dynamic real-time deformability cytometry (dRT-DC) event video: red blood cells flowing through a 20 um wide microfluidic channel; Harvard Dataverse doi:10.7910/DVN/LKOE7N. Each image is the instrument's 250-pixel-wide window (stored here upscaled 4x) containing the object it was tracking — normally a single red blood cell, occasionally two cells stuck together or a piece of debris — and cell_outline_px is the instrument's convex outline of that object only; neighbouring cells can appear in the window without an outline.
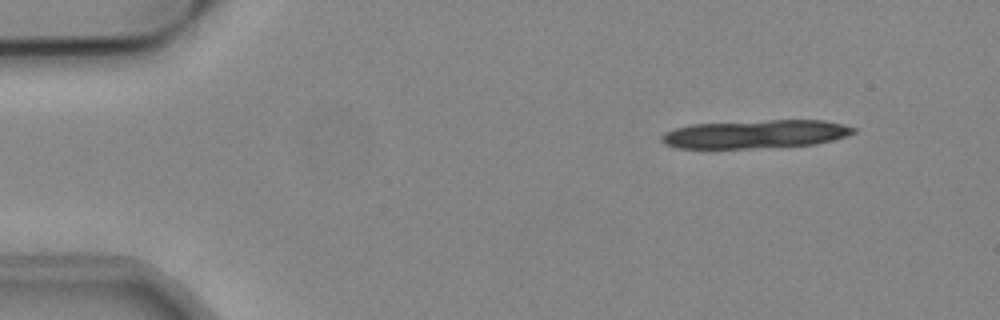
{"species": "common noctule bat (a hibernating species)", "species_latin": "Nyctalus noctula", "temperature_condition": "cold", "stored_images_in_passage": 16, "camera_frame_rate_fps": 3000, "um_per_image_px": 0.085, "animal": {"sex": "male", "body_mass_g": 19.2, "forearm_length_mm": 51.8}, "frame": {"image": 1, "passage_image": 4, "time_ms": 1.0, "image_size_px": [1000, 320], "cell_outline_px": [[856, 132], [848, 136], [816, 144], [748, 148], [676, 148], [664, 144], [660, 140], [660, 136], [664, 132], [676, 128], [692, 124], [768, 120], [824, 120], [844, 124], [856, 128]], "centroid_in_image_um": [64.22, 11.39], "position_along_channel_um": 20.8, "area_um2": 31.79}}